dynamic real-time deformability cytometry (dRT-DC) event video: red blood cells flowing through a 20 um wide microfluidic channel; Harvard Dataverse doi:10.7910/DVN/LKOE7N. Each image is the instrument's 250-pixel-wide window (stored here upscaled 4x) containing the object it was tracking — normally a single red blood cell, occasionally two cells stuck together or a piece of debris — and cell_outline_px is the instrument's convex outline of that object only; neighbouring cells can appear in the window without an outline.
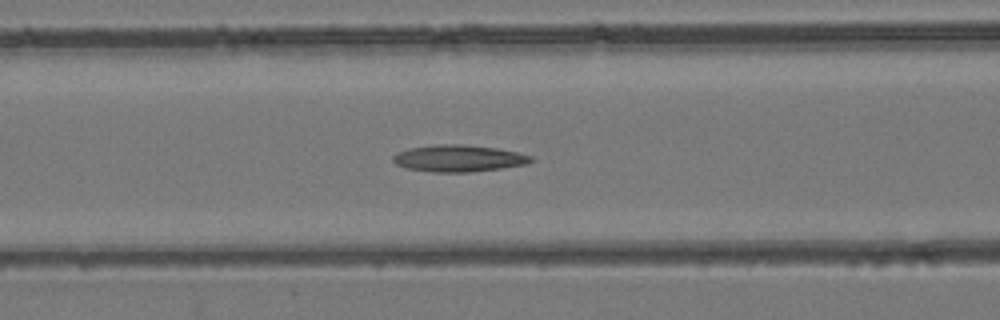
{"species": "common noctule bat (a hibernating species)", "species_latin": "Nyctalus noctula", "temperature_condition": "room temperature", "stored_images_in_passage": 48, "camera_frame_rate_fps": 3000, "um_per_image_px": 0.085, "animal": {"sex": "female", "body_mass_g": 24.6, "forearm_length_mm": 56.2}, "frame": {"image": 1, "passage_image": 20, "time_ms": 6.333, "image_size_px": [1000, 320], "cell_outline_px": [[536, 160], [528, 164], [500, 168], [468, 172], [432, 172], [404, 168], [396, 164], [392, 160], [392, 156], [396, 152], [408, 148], [440, 144], [464, 144], [500, 148], [520, 152], [532, 156]], "centroid_in_image_um": [39.0, 13.45], "position_along_channel_um": 127.6, "area_um2": 21.91}}
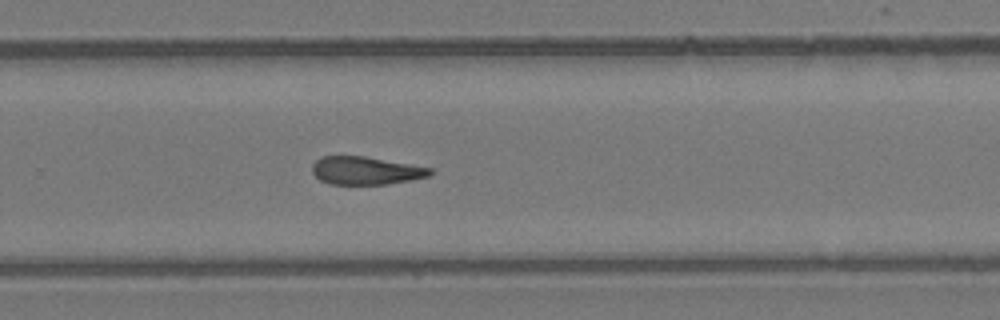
{"frame": {"image": 2, "passage_image": 32, "time_ms": 10.333, "image_size_px": [1000, 320], "cell_outline_px": [[432, 176], [388, 184], [328, 184], [320, 180], [312, 172], [312, 164], [320, 156], [364, 156], [432, 168]], "centroid_in_image_um": [31.08, 14.5], "position_along_channel_um": 298.7, "area_um2": 19.25}}
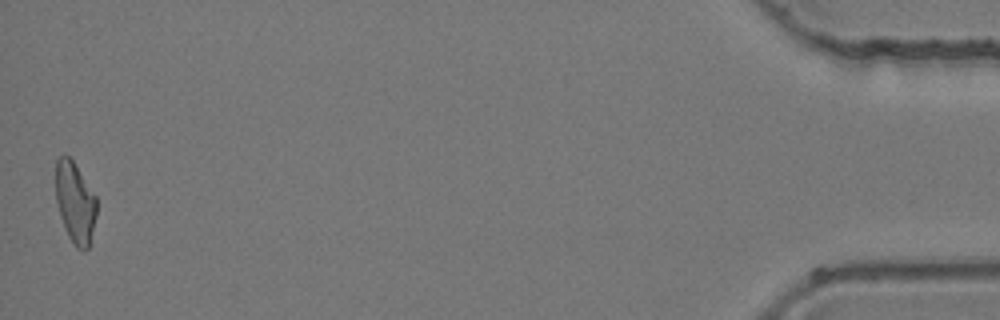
{"frame": {"image": 3, "passage_image": 48, "time_ms": 15.667, "image_size_px": [1000, 320], "cell_outline_px": [[96, 216], [88, 248], [84, 252], [76, 248], [72, 244], [68, 236], [60, 216], [56, 200], [56, 160], [64, 152], [72, 160], [96, 196]], "centroid_in_image_um": [6.38, 17.23], "position_along_channel_um": 428.8, "area_um2": 19.31}}